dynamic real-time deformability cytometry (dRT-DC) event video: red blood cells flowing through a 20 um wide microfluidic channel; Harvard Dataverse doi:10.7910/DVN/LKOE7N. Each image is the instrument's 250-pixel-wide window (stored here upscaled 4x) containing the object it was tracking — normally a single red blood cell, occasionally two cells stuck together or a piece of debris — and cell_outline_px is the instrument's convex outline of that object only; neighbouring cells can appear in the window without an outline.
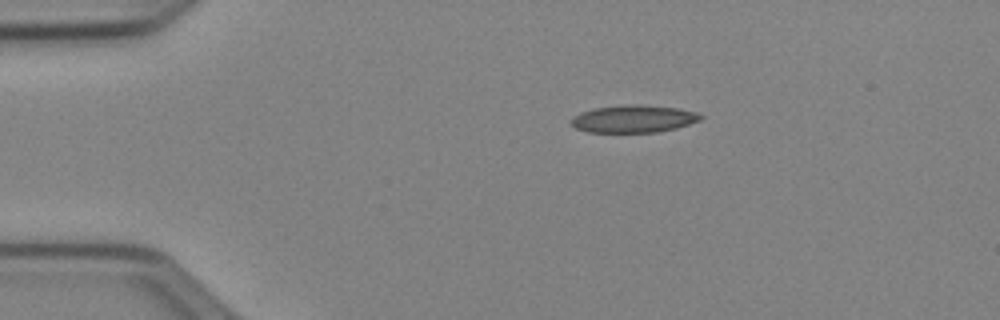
{"species": "Egyptian fruit bat (a non-hibernating species)", "species_latin": "Rousettus aegyptiacus", "temperature_condition": "cold", "stored_images_in_passage": 42, "camera_frame_rate_fps": 3000, "um_per_image_px": 0.085, "animal": {"sex": "female"}, "frame": {"image": 1, "passage_image": 1, "time_ms": 0.0, "image_size_px": [1000, 320], "cell_outline_px": [[704, 116], [700, 120], [676, 128], [656, 132], [588, 132], [576, 128], [568, 120], [572, 116], [580, 112], [592, 108], [632, 104], [636, 104], [676, 108], [696, 112]], "centroid_in_image_um": [53.8, 10.1], "position_along_channel_um": 31.2, "area_um2": 20.69}}
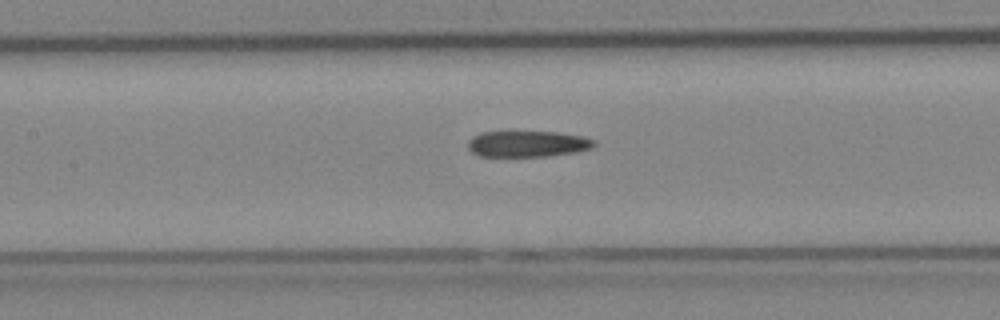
{"frame": {"image": 2, "passage_image": 15, "time_ms": 4.667, "image_size_px": [1000, 320], "cell_outline_px": [[596, 144], [592, 148], [576, 152], [548, 156], [480, 156], [472, 152], [468, 148], [468, 140], [472, 136], [480, 132], [508, 128], [560, 132], [584, 136], [596, 140]], "centroid_in_image_um": [44.81, 12.16], "position_along_channel_um": 162.6, "area_um2": 20.52}}
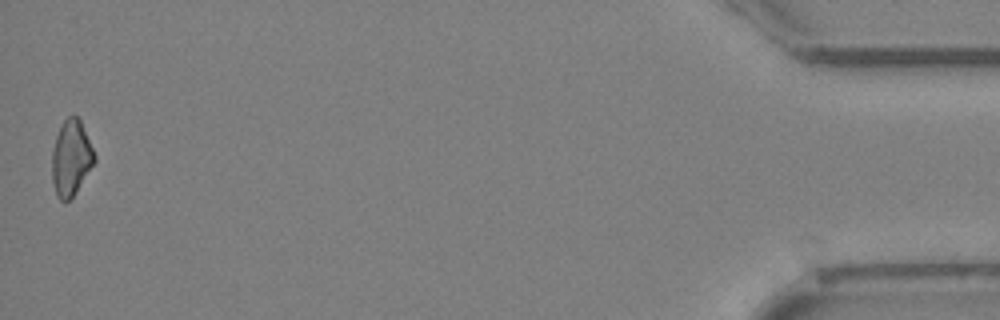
{"frame": {"image": 3, "passage_image": 42, "time_ms": 13.667, "image_size_px": [1000, 320], "cell_outline_px": [[96, 160], [76, 192], [64, 204], [56, 196], [52, 180], [52, 152], [56, 136], [64, 120], [68, 116], [76, 116], [80, 120], [96, 156]], "centroid_in_image_um": [6.03, 13.46], "position_along_channel_um": 429.2, "area_um2": 18.55}, "authors_computed_cell_mechanics": {"area_um2": 20.2878, "velocity_mm_per_s": 3.9808, "shape_relaxation_time_tau1_ms": null, "shape_relaxation_time_tau2_ms": 6.195, "deformation_change_tau1": null, "deformation_change_tau2": 0.1913}}